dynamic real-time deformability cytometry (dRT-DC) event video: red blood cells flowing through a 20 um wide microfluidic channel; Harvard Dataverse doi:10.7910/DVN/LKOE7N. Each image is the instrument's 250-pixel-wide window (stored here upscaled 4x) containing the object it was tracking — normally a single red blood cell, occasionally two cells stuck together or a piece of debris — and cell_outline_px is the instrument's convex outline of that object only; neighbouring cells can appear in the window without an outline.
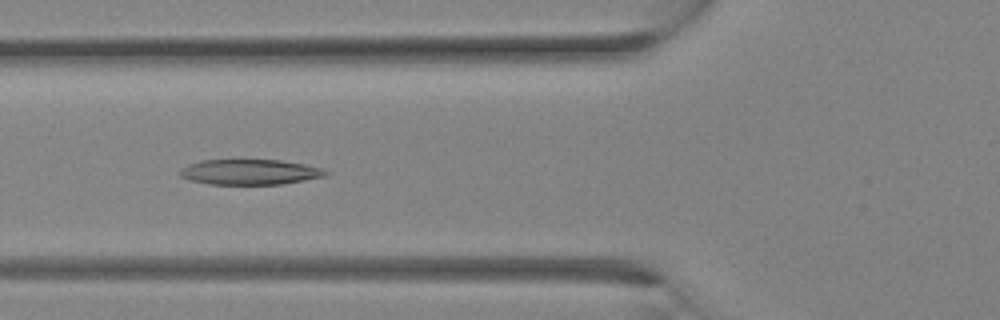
{"species": "Egyptian fruit bat (a non-hibernating species)", "species_latin": "Rousettus aegyptiacus", "temperature_condition": "room temperature", "stored_images_in_passage": 11, "camera_frame_rate_fps": 3000, "um_per_image_px": 0.085, "animal": {"sex": "female"}, "frame": {"image": 1, "passage_image": 4, "time_ms": 1.0, "image_size_px": [1000, 320], "cell_outline_px": [[332, 172], [328, 176], [284, 184], [208, 184], [188, 180], [180, 176], [180, 168], [188, 164], [200, 160], [280, 160], [304, 164], [324, 168]], "centroid_in_image_um": [21.28, 14.62], "position_along_channel_um": 104.5, "area_um2": 21.85}}
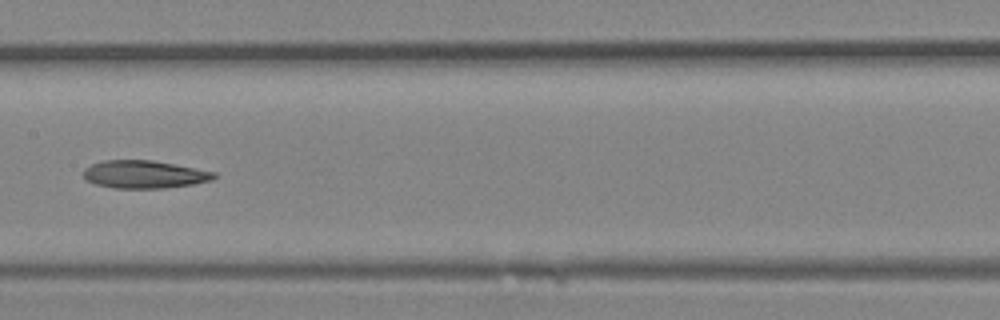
{"frame": {"image": 2, "passage_image": 8, "time_ms": 2.333, "image_size_px": [1000, 320], "cell_outline_px": [[216, 176], [212, 180], [192, 184], [164, 188], [116, 188], [96, 184], [84, 180], [84, 168], [92, 164], [104, 160], [152, 160], [216, 172]], "centroid_in_image_um": [12.24, 14.82], "position_along_channel_um": 195.2, "area_um2": 21.04}}
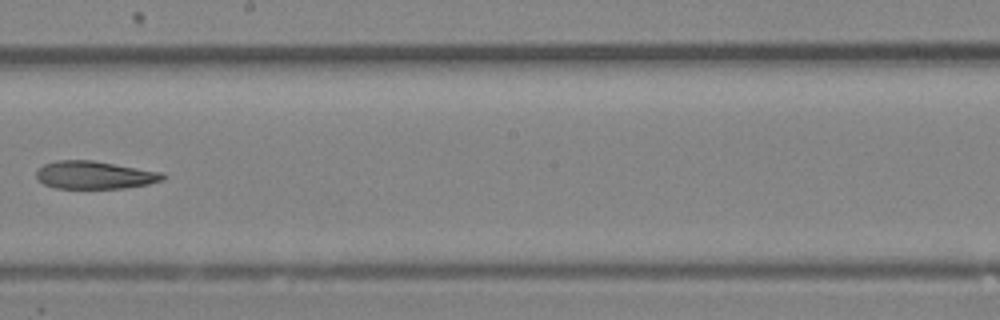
{"frame": {"image": 3, "passage_image": 10, "time_ms": 3.0, "image_size_px": [1000, 320], "cell_outline_px": [[168, 176], [164, 180], [148, 184], [124, 188], [56, 188], [44, 184], [36, 180], [36, 168], [44, 164], [56, 160], [92, 160], [160, 172]], "centroid_in_image_um": [8.0, 14.88], "position_along_channel_um": 240.2, "area_um2": 20.58}}